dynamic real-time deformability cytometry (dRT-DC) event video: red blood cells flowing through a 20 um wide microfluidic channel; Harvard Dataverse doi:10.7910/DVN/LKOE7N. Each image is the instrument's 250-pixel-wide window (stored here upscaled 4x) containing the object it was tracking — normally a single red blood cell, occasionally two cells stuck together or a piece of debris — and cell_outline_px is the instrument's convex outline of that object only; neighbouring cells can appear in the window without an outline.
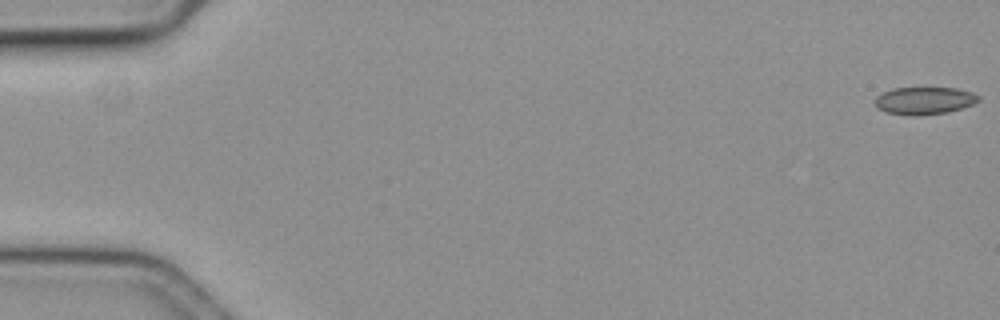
{"species": "common noctule bat (a hibernating species)", "species_latin": "Nyctalus noctula", "temperature_condition": "cold", "stored_images_in_passage": 16, "camera_frame_rate_fps": 3000, "um_per_image_px": 0.085, "animal": {"sex": "female", "body_mass_g": 19.3, "forearm_length_mm": 54.1}, "frame": {"image": 1, "passage_image": 1, "time_ms": 0.0, "image_size_px": [1000, 320], "cell_outline_px": [[980, 100], [972, 104], [948, 112], [920, 116], [912, 116], [884, 112], [876, 108], [876, 96], [892, 88], [956, 88], [972, 92], [980, 96]], "centroid_in_image_um": [78.55, 8.56], "position_along_channel_um": 6.4, "area_um2": 16.65}}
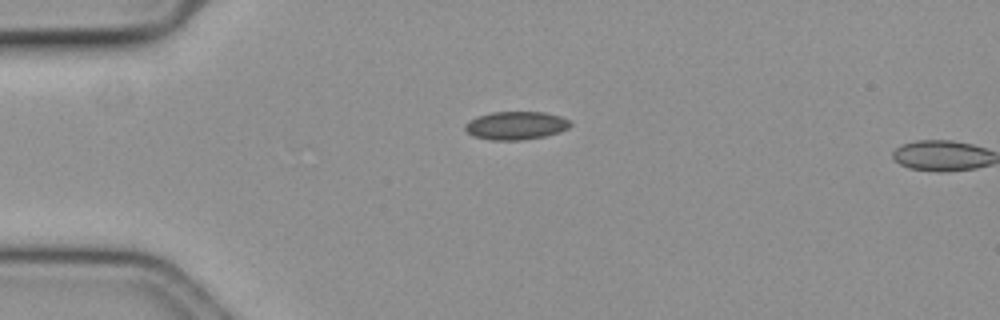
{"frame": {"image": 2, "passage_image": 15, "time_ms": 4.667, "image_size_px": [1000, 320], "cell_outline_px": [[572, 124], [568, 128], [560, 132], [544, 136], [520, 140], [492, 140], [472, 136], [464, 128], [464, 124], [468, 120], [476, 116], [492, 112], [544, 112], [560, 116], [568, 120]], "centroid_in_image_um": [43.82, 10.66], "position_along_channel_um": 41.2, "area_um2": 17.34}}